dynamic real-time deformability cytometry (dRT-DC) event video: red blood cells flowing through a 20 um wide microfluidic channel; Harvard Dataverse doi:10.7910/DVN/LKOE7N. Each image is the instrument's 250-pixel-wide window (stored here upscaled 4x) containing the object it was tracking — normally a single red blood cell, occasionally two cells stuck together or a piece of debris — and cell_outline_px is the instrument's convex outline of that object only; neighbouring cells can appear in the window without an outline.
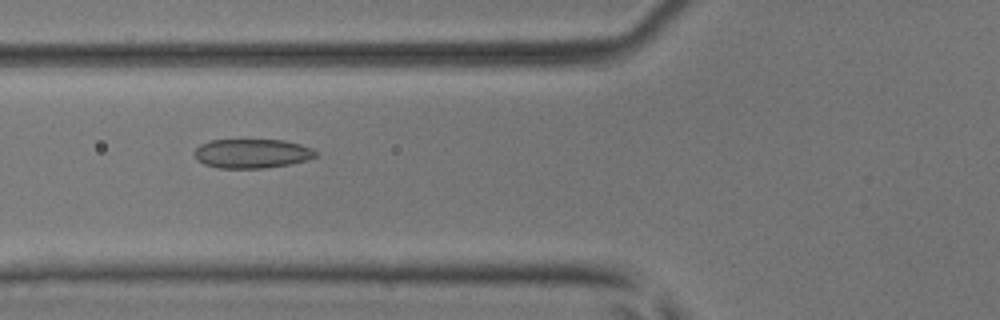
{"species": "common noctule bat (a hibernating species)", "species_latin": "Nyctalus noctula", "temperature_condition": "room temperature", "stored_images_in_passage": 33, "camera_frame_rate_fps": 3000, "um_per_image_px": 0.085, "animal": {"sex": "male", "body_mass_g": 17.9, "forearm_length_mm": 54.2}, "frame": {"image": 1, "passage_image": 8, "time_ms": 2.333, "image_size_px": [1000, 320], "cell_outline_px": [[316, 156], [308, 160], [292, 164], [264, 168], [216, 168], [204, 164], [196, 160], [192, 152], [200, 144], [208, 140], [284, 140], [300, 144], [312, 148], [316, 152]], "centroid_in_image_um": [21.38, 13.05], "position_along_channel_um": 104.4, "area_um2": 20.92}}
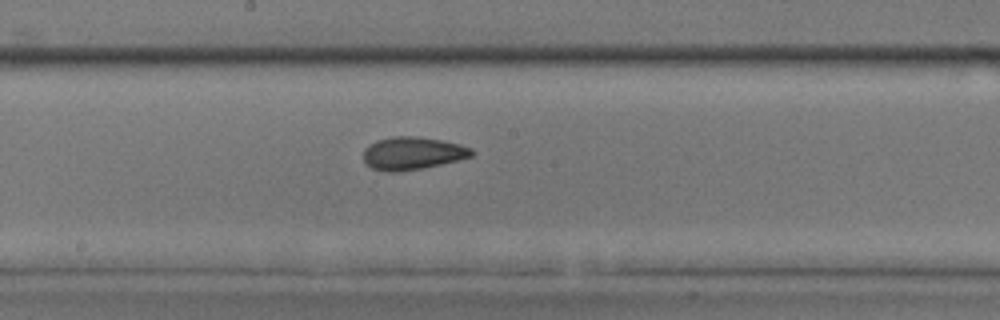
{"frame": {"image": 2, "passage_image": 16, "time_ms": 5.0, "image_size_px": [1000, 320], "cell_outline_px": [[476, 152], [472, 156], [440, 164], [400, 172], [388, 172], [372, 168], [364, 164], [364, 148], [368, 144], [376, 140], [392, 136], [416, 136], [440, 140], [460, 144], [472, 148]], "centroid_in_image_um": [35.03, 13.02], "position_along_channel_um": 213.2, "area_um2": 20.75}}
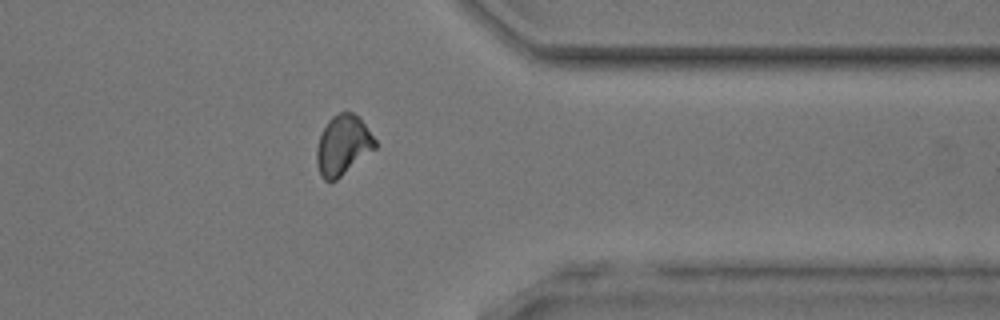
{"frame": {"image": 3, "passage_image": 29, "time_ms": 9.333, "image_size_px": [1000, 320], "cell_outline_px": [[376, 148], [336, 180], [324, 180], [320, 176], [316, 164], [316, 148], [320, 136], [328, 120], [332, 116], [340, 112], [352, 112], [360, 116], [376, 140]], "centroid_in_image_um": [29.15, 12.33], "position_along_channel_um": 382.3, "area_um2": 20.46}, "authors_computed_cell_mechanics": {"area_um2": 20.5768, "velocity_mm_per_s": 4.0924, "shape_relaxation_time_tau1_ms": null, "shape_relaxation_time_tau2_ms": 1.7005, "deformation_change_tau1": null, "deformation_change_tau2": 0.0739}}